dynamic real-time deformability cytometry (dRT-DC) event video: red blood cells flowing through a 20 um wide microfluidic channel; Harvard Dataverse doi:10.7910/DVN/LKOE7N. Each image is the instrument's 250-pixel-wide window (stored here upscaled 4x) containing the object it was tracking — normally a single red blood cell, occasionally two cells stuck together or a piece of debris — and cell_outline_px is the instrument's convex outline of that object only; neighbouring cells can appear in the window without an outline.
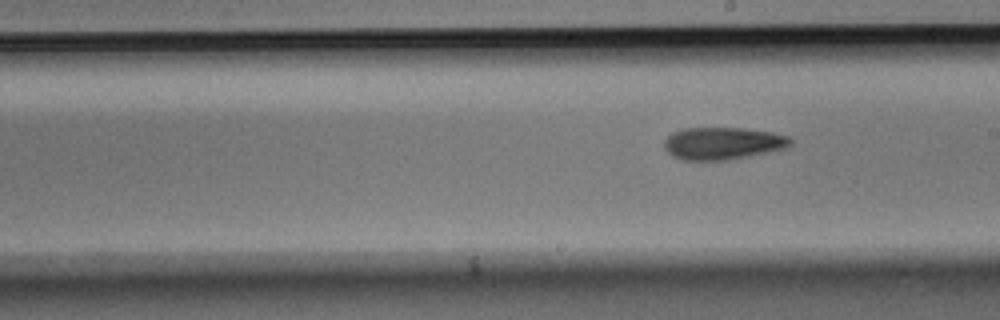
{"species": "Egyptian fruit bat (a non-hibernating species)", "species_latin": "Rousettus aegyptiacus", "temperature_condition": "room temperature", "stored_images_in_passage": 10, "segment_of_instrument_passage": [2, 2], "camera_frame_rate_fps": 3000, "um_per_image_px": 0.085, "animal": {"sex": "male"}, "frame": {"image": 1, "passage_image": 10, "time_ms": 3.0, "image_size_px": [1000, 320], "cell_outline_px": [[792, 144], [784, 148], [768, 152], [728, 160], [684, 160], [672, 156], [664, 148], [664, 140], [672, 132], [680, 128], [744, 128], [772, 132], [788, 136], [792, 140]], "centroid_in_image_um": [61.41, 12.18], "position_along_channel_um": 227.6, "area_um2": 23.87}}